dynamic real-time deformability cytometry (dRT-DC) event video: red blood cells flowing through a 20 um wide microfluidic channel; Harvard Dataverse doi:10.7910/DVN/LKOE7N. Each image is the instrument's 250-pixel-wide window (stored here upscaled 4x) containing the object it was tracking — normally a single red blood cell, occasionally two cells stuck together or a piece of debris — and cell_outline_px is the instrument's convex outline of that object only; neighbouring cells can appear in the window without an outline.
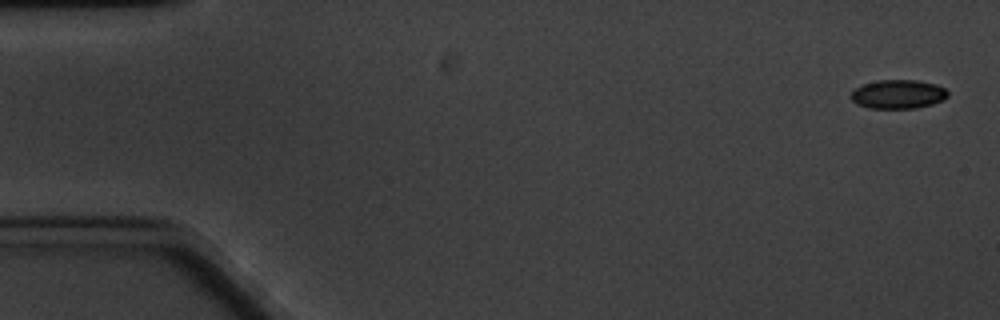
{"species": "common noctule bat (a hibernating species)", "species_latin": "Nyctalus noctula", "temperature_condition": "cold", "stored_images_in_passage": 7, "camera_frame_rate_fps": 3000, "um_per_image_px": 0.085, "animal": {"sex": "male", "body_mass_g": 20.1, "forearm_length_mm": 53.5}, "frame": {"image": 1, "passage_image": 1, "time_ms": 0.0, "image_size_px": [1000, 320], "cell_outline_px": [[948, 96], [944, 100], [932, 104], [916, 108], [868, 108], [856, 104], [848, 96], [856, 88], [864, 84], [880, 80], [916, 80], [936, 84], [944, 88], [948, 92]], "centroid_in_image_um": [76.34, 8.01], "position_along_channel_um": 8.7, "area_um2": 16.36}}
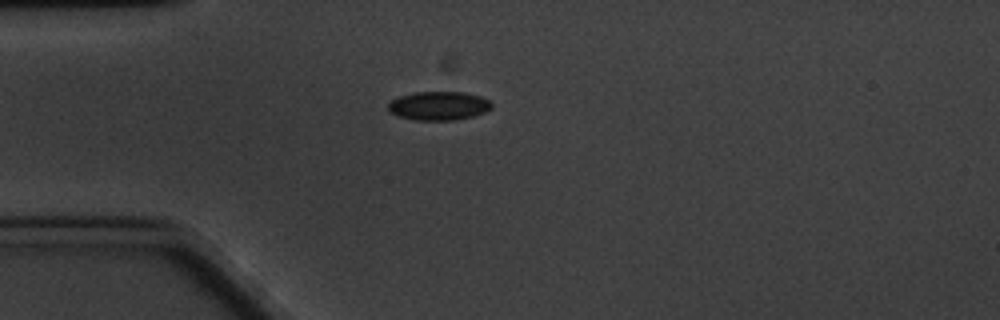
{"frame": {"image": 2, "passage_image": 5, "time_ms": 4.667, "image_size_px": [1000, 320], "cell_outline_px": [[492, 108], [484, 112], [472, 116], [456, 120], [416, 120], [396, 116], [388, 112], [388, 104], [392, 100], [400, 96], [416, 92], [464, 92], [480, 96], [488, 100], [492, 104]], "centroid_in_image_um": [37.27, 9.0], "position_along_channel_um": 47.7, "area_um2": 17.34}}